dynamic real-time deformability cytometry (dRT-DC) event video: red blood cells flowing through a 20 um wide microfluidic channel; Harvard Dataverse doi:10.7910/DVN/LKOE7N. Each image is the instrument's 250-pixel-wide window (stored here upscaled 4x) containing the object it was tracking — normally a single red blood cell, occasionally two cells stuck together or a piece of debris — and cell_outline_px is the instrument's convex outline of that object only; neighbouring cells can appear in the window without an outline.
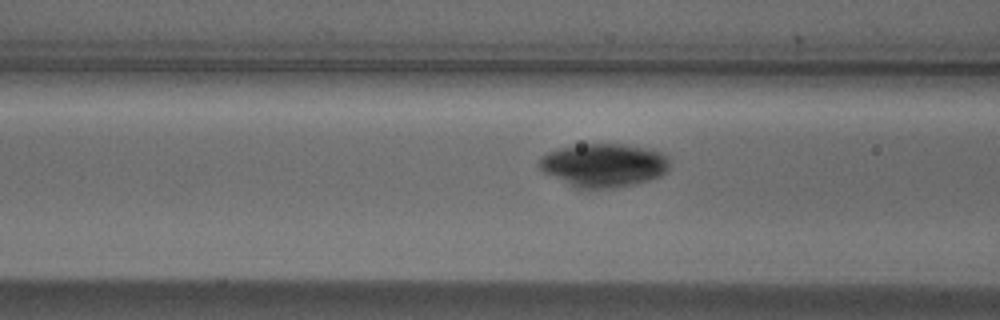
{"species": "Egyptian fruit bat (a non-hibernating species)", "species_latin": "Rousettus aegyptiacus", "temperature_condition": "cold", "stored_images_in_passage": 19, "camera_frame_rate_fps": 3000, "um_per_image_px": 0.085, "animal": {"sex": "male"}, "frame": {"image": 1, "passage_image": 17, "time_ms": 5.333, "image_size_px": [1000, 320], "cell_outline_px": [[668, 172], [652, 180], [636, 184], [612, 188], [580, 188], [544, 172], [536, 164], [540, 156], [548, 152], [560, 148], [584, 144], [620, 144], [652, 148], [668, 156]], "centroid_in_image_um": [51.36, 14.03], "position_along_channel_um": 115.2, "area_um2": 33.0}}